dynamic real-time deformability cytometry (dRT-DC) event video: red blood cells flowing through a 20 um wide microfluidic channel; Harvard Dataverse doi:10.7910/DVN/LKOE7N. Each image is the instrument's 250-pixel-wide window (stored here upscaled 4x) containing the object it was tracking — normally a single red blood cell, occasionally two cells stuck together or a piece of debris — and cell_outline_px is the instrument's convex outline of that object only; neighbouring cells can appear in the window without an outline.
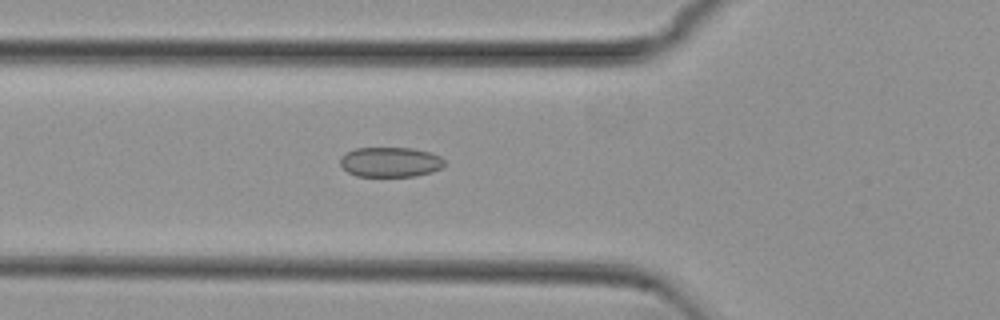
{"species": "common noctule bat (a hibernating species)", "species_latin": "Nyctalus noctula", "temperature_condition": "cold", "stored_images_in_passage": 49, "camera_frame_rate_fps": 3000, "um_per_image_px": 0.085, "animal": {"sex": "female", "body_mass_g": 29.2, "forearm_length_mm": 56.3}, "frame": {"image": 1, "passage_image": 14, "time_ms": 4.333, "image_size_px": [1000, 320], "cell_outline_px": [[444, 164], [440, 168], [432, 172], [416, 176], [356, 176], [348, 172], [340, 164], [340, 156], [356, 148], [412, 148], [432, 152], [440, 156], [444, 160]], "centroid_in_image_um": [33.19, 13.77], "position_along_channel_um": 92.6, "area_um2": 18.21}}
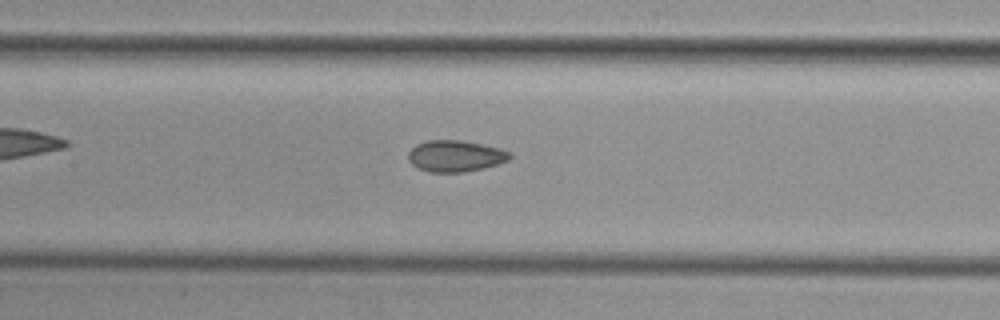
{"frame": {"image": 2, "passage_image": 20, "time_ms": 6.333, "image_size_px": [1000, 320], "cell_outline_px": [[512, 156], [508, 160], [484, 168], [464, 172], [428, 172], [412, 164], [408, 160], [408, 152], [416, 144], [428, 140], [460, 140], [500, 148], [508, 152]], "centroid_in_image_um": [38.68, 13.26], "position_along_channel_um": 168.7, "area_um2": 18.44}}
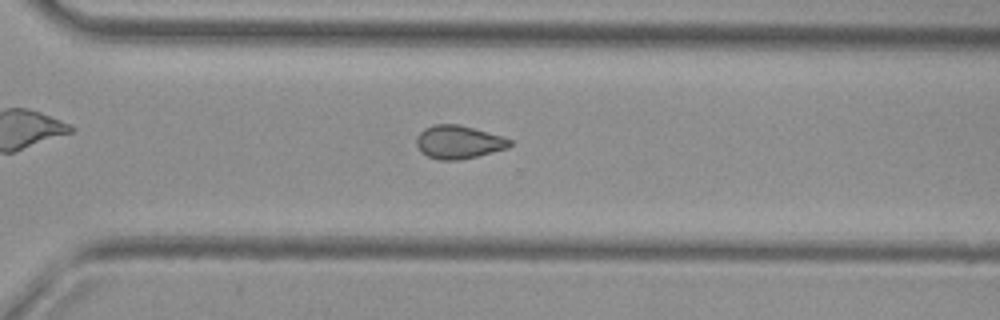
{"frame": {"image": 3, "passage_image": 33, "time_ms": 10.667, "image_size_px": [1000, 320], "cell_outline_px": [[512, 144], [508, 148], [460, 160], [440, 160], [428, 156], [420, 152], [416, 144], [416, 136], [424, 128], [432, 124], [460, 124], [504, 136], [512, 140]], "centroid_in_image_um": [38.97, 12.06], "position_along_channel_um": 331.6, "area_um2": 18.32}, "authors_computed_cell_mechanics": {"area_um2": 18.3804, "velocity_mm_per_s": 3.7695, "shape_relaxation_time_tau1_ms": null, "shape_relaxation_time_tau2_ms": 2.5424, "deformation_change_tau1": null, "deformation_change_tau2": 0.071}}